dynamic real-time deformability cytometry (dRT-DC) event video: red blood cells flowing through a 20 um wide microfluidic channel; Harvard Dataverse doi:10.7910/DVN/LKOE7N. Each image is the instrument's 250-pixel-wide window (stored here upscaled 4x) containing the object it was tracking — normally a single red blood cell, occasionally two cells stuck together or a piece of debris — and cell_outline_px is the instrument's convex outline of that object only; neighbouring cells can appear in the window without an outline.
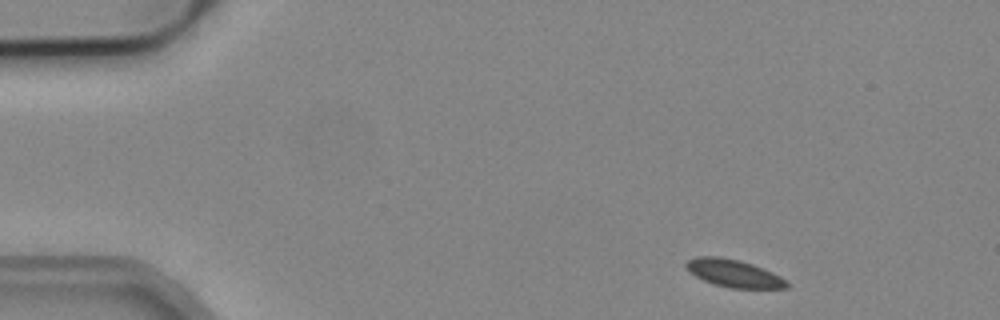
{"species": "common noctule bat (a hibernating species)", "species_latin": "Nyctalus noctula", "temperature_condition": "cold", "stored_images_in_passage": 4, "camera_frame_rate_fps": 3000, "um_per_image_px": 0.085, "animal": {"sex": "male", "body_mass_g": 19.2, "forearm_length_mm": 51.8}, "frame": {"image": 1, "passage_image": 1, "time_ms": 0.0, "image_size_px": [1000, 320], "cell_outline_px": [[788, 288], [732, 288], [712, 284], [696, 276], [684, 264], [688, 260], [696, 256], [720, 256], [740, 260], [764, 268], [788, 280]], "centroid_in_image_um": [62.4, 23.22], "position_along_channel_um": 22.6, "area_um2": 16.18}}